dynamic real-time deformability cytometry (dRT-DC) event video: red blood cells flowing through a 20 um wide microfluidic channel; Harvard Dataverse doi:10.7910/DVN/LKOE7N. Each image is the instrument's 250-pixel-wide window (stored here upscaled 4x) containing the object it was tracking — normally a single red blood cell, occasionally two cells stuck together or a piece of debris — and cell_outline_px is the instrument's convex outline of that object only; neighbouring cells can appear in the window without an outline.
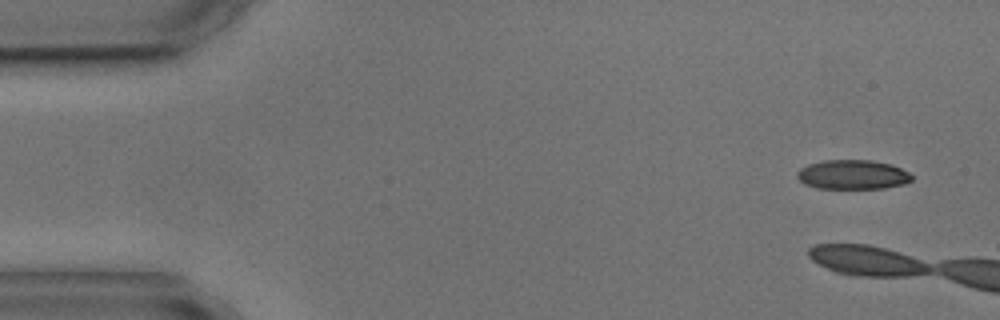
{"species": "common noctule bat (a hibernating species)", "species_latin": "Nyctalus noctula", "temperature_condition": "cold", "stored_images_in_passage": 3, "camera_frame_rate_fps": 3000, "um_per_image_px": 0.085, "animal": {"sex": "male", "body_mass_g": 17.9, "forearm_length_mm": 54.2}, "frame": {"image": 1, "passage_image": 1, "time_ms": 0.0, "image_size_px": [1000, 320], "cell_outline_px": [[912, 180], [904, 184], [884, 188], [816, 188], [804, 184], [796, 176], [796, 172], [800, 168], [808, 164], [824, 160], [872, 160], [892, 164], [908, 172], [912, 176]], "centroid_in_image_um": [72.46, 14.84], "position_along_channel_um": 12.5, "area_um2": 19.71}}